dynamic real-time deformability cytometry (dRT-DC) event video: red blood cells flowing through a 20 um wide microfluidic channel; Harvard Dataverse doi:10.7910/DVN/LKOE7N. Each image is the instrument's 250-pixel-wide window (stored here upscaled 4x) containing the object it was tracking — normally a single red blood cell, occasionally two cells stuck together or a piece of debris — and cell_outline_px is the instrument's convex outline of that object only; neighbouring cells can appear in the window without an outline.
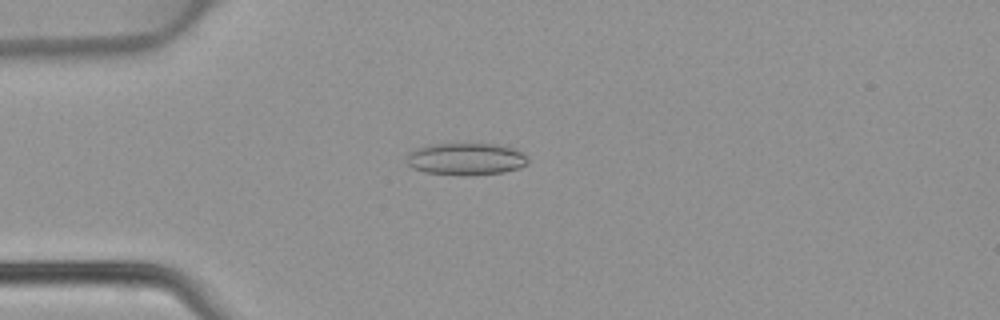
{"species": "common noctule bat (a hibernating species)", "species_latin": "Nyctalus noctula", "temperature_condition": "warm", "stored_images_in_passage": 46, "camera_frame_rate_fps": 3000, "um_per_image_px": 0.085, "animal": {"sex": "female", "body_mass_g": 22.7, "forearm_length_mm": 54.2}, "frame": {"image": 1, "passage_image": 12, "time_ms": 3.667, "image_size_px": [1000, 320], "cell_outline_px": [[528, 164], [520, 168], [504, 172], [468, 176], [424, 172], [412, 168], [408, 164], [408, 152], [416, 148], [432, 144], [496, 144], [512, 148], [520, 152], [528, 160]], "centroid_in_image_um": [39.6, 13.53], "position_along_channel_um": 45.4, "area_um2": 22.66}}
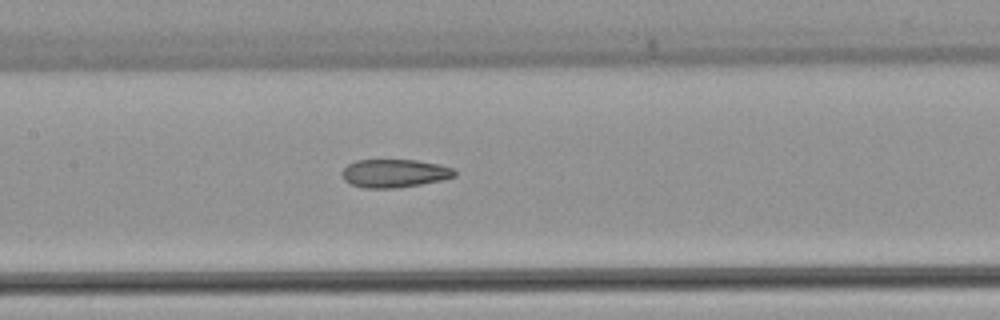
{"frame": {"image": 2, "passage_image": 22, "time_ms": 7.0, "image_size_px": [1000, 320], "cell_outline_px": [[456, 176], [444, 180], [396, 188], [364, 188], [352, 184], [344, 180], [340, 176], [340, 172], [348, 164], [356, 160], [416, 160], [440, 164], [452, 168], [456, 172]], "centroid_in_image_um": [33.52, 14.73], "position_along_channel_um": 173.9, "area_um2": 18.67}}
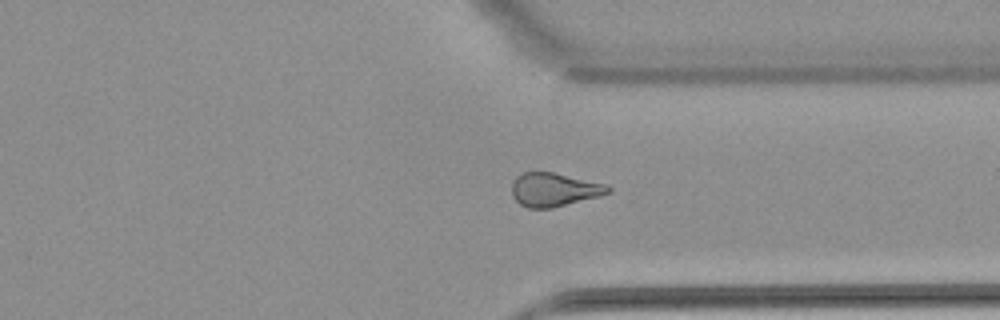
{"frame": {"image": 3, "passage_image": 35, "time_ms": 11.333, "image_size_px": [1000, 320], "cell_outline_px": [[612, 192], [600, 196], [552, 208], [528, 208], [520, 204], [512, 196], [512, 180], [516, 176], [524, 172], [552, 172], [608, 184], [612, 188]], "centroid_in_image_um": [47.12, 16.12], "position_along_channel_um": 364.3, "area_um2": 19.02}}